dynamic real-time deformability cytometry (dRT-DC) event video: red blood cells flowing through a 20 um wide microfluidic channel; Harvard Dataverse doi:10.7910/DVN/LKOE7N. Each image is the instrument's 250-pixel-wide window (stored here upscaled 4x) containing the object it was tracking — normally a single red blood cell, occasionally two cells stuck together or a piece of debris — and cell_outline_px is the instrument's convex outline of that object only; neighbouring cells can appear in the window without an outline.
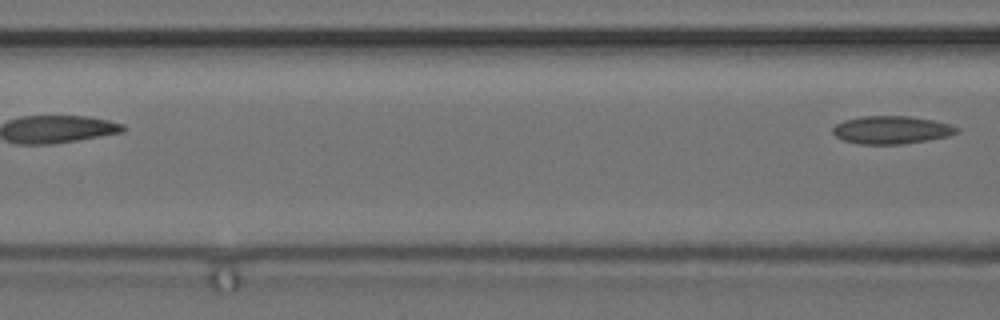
{"species": "common noctule bat (a hibernating species)", "species_latin": "Nyctalus noctula", "temperature_condition": "cold", "stored_images_in_passage": 6, "camera_frame_rate_fps": 3000, "um_per_image_px": 0.085, "animal": {"sex": "female", "body_mass_g": 24.6, "forearm_length_mm": 56.2}, "frame": {"image": 1, "passage_image": 6, "time_ms": 1.667, "image_size_px": [1000, 320], "cell_outline_px": [[960, 132], [948, 136], [928, 140], [900, 144], [860, 144], [844, 140], [836, 136], [832, 132], [832, 128], [836, 124], [844, 120], [860, 116], [912, 116], [932, 120], [948, 124], [960, 128]], "centroid_in_image_um": [75.78, 11.04], "position_along_channel_um": 90.8, "area_um2": 20.17}}